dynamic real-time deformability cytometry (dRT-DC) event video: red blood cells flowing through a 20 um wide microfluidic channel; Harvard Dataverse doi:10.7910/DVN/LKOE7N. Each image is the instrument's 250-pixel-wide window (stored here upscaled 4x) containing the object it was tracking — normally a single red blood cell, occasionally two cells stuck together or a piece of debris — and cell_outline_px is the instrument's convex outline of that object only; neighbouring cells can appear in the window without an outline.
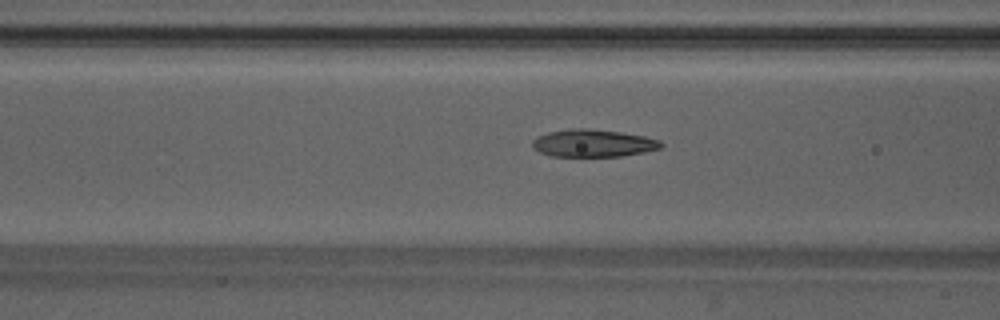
{"species": "Egyptian fruit bat (a non-hibernating species)", "species_latin": "Rousettus aegyptiacus", "temperature_condition": "warm", "stored_images_in_passage": 49, "camera_frame_rate_fps": 3000, "um_per_image_px": 0.085, "animal": {"sex": "male"}, "frame": {"image": 1, "passage_image": 20, "time_ms": 6.333, "image_size_px": [1000, 320], "cell_outline_px": [[664, 144], [660, 148], [644, 152], [620, 156], [552, 156], [540, 152], [532, 148], [532, 140], [536, 136], [548, 132], [572, 128], [584, 128], [620, 132], [644, 136], [660, 140]], "centroid_in_image_um": [50.39, 12.17], "position_along_channel_um": 116.2, "area_um2": 20.58}}
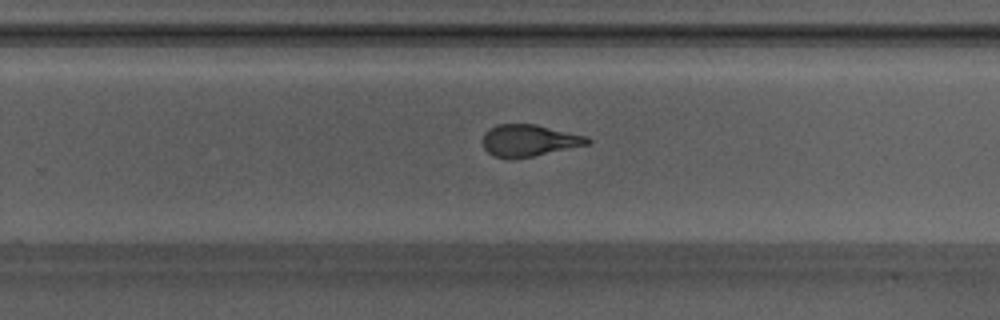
{"frame": {"image": 2, "passage_image": 32, "time_ms": 10.333, "image_size_px": [1000, 320], "cell_outline_px": [[592, 140], [588, 144], [532, 156], [508, 160], [492, 156], [484, 148], [484, 132], [488, 128], [496, 124], [536, 124], [588, 136]], "centroid_in_image_um": [44.94, 11.94], "position_along_channel_um": 284.9, "area_um2": 19.54}}
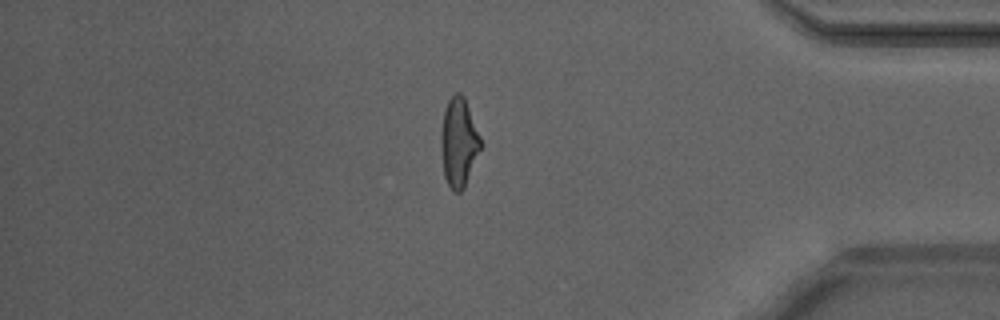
{"frame": {"image": 3, "passage_image": 42, "time_ms": 13.667, "image_size_px": [1000, 320], "cell_outline_px": [[480, 148], [464, 188], [460, 192], [452, 192], [444, 176], [440, 148], [440, 136], [444, 112], [448, 100], [456, 92], [460, 92], [464, 96], [480, 136]], "centroid_in_image_um": [38.96, 12.11], "position_along_channel_um": 396.2, "area_um2": 20.35}, "authors_computed_cell_mechanics": {"area_um2": 20.3456, "velocity_mm_per_s": 4.2188, "shape_relaxation_time_tau1_ms": 5.7457, "shape_relaxation_time_tau2_ms": 1.1358, "deformation_change_tau1": 0.2115, "deformation_change_tau2": 0.0969}}